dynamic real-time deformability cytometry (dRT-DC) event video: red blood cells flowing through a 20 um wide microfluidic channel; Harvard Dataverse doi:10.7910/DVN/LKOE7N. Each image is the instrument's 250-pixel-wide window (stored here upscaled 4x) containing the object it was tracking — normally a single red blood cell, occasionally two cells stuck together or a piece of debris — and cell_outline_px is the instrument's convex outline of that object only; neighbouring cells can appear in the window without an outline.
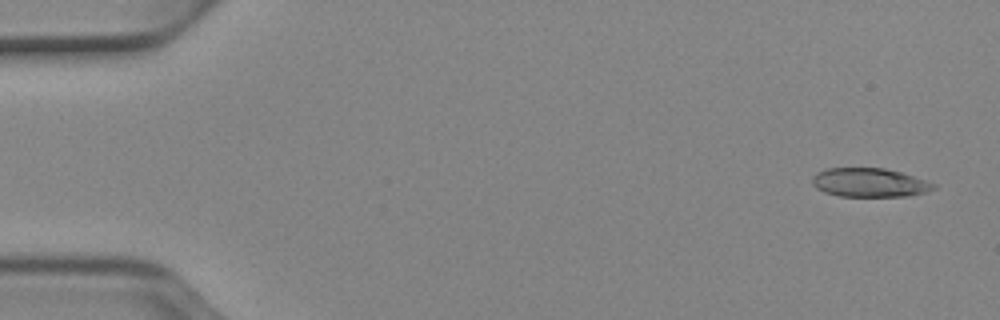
{"species": "Egyptian fruit bat (a non-hibernating species)", "species_latin": "Rousettus aegyptiacus", "temperature_condition": "cold", "stored_images_in_passage": 51, "camera_frame_rate_fps": 3000, "um_per_image_px": 0.085, "animal": {"sex": "female"}, "frame": {"image": 1, "passage_image": 2, "time_ms": 0.333, "image_size_px": [1000, 320], "cell_outline_px": [[936, 188], [924, 192], [908, 196], [840, 196], [824, 192], [816, 188], [812, 184], [812, 176], [816, 172], [828, 168], [884, 168], [900, 172], [936, 184]], "centroid_in_image_um": [73.86, 15.52], "position_along_channel_um": 11.1, "area_um2": 20.29}}
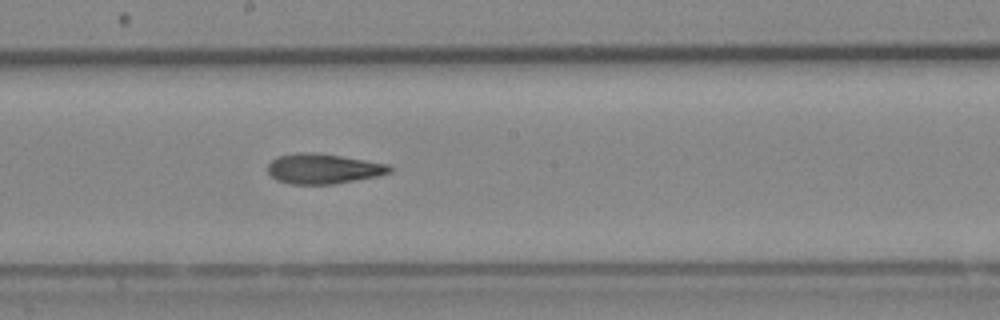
{"frame": {"image": 2, "passage_image": 28, "time_ms": 9.0, "image_size_px": [1000, 320], "cell_outline_px": [[396, 168], [392, 172], [380, 176], [332, 184], [288, 184], [276, 180], [268, 172], [268, 164], [276, 156], [296, 152], [312, 152], [340, 156], [392, 164]], "centroid_in_image_um": [27.53, 14.34], "position_along_channel_um": 220.7, "area_um2": 21.73}}
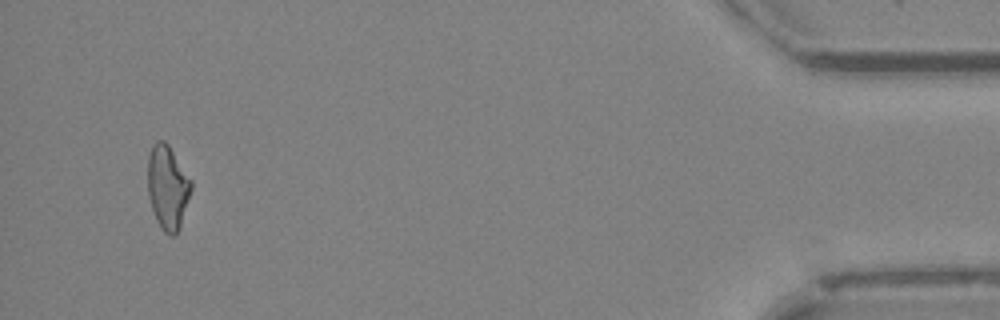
{"frame": {"image": 3, "passage_image": 49, "time_ms": 16.0, "image_size_px": [1000, 320], "cell_outline_px": [[192, 188], [180, 228], [176, 236], [168, 236], [160, 228], [156, 220], [148, 196], [148, 156], [152, 144], [156, 140], [164, 140], [168, 144], [192, 180]], "centroid_in_image_um": [14.25, 15.94], "position_along_channel_um": 421.0, "area_um2": 21.56}, "authors_computed_cell_mechanics": {"area_um2": 21.386, "velocity_mm_per_s": 3.9334, "shape_relaxation_time_tau1_ms": null, "shape_relaxation_time_tau2_ms": 4.0588, "deformation_change_tau1": null, "deformation_change_tau2": 0.1406}}